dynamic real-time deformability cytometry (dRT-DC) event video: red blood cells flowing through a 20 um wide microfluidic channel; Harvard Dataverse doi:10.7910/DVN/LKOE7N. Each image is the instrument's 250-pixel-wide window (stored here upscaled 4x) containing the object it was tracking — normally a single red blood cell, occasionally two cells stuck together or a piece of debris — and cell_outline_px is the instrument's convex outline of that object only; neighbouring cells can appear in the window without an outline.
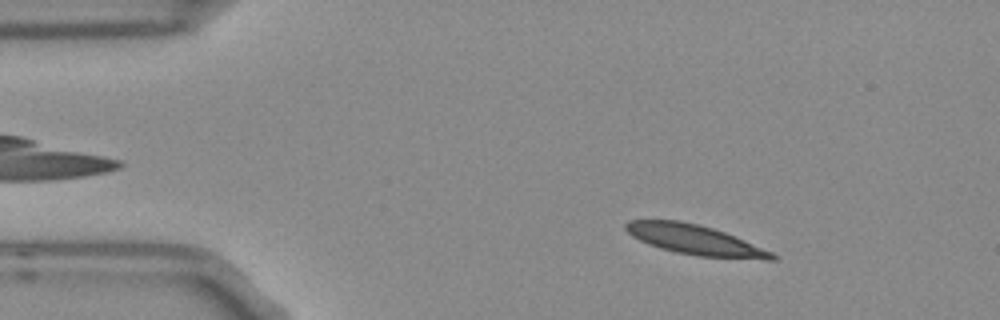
{"species": "Egyptian fruit bat (a non-hibernating species)", "species_latin": "Rousettus aegyptiacus", "temperature_condition": "room temperature", "stored_images_in_passage": 5, "segment_of_instrument_passage": [1, 2], "camera_frame_rate_fps": 3000, "um_per_image_px": 0.085, "frame": {"image": 1, "passage_image": 2, "time_ms": 0.333, "image_size_px": [1000, 320], "cell_outline_px": [[776, 260], [764, 260], [696, 256], [676, 252], [660, 248], [648, 244], [632, 236], [624, 228], [624, 224], [628, 220], [680, 220], [700, 224], [724, 232], [744, 240], [772, 252], [776, 256]], "centroid_in_image_um": [59.06, 20.39], "position_along_channel_um": 25.9, "area_um2": 25.49}}